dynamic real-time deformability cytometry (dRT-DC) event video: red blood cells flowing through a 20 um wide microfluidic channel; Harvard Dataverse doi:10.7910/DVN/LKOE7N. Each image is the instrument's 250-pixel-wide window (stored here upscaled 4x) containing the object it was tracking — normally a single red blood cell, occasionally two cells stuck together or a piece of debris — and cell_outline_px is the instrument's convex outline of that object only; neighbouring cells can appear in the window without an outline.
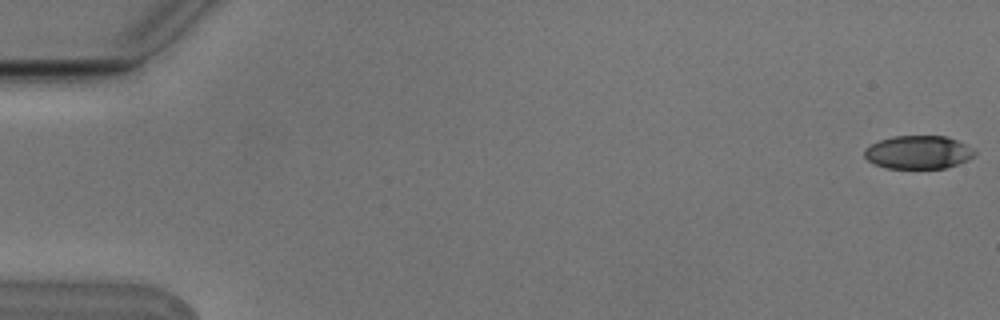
{"species": "Egyptian fruit bat (a non-hibernating species)", "species_latin": "Rousettus aegyptiacus", "temperature_condition": "cold", "stored_images_in_passage": 7, "camera_frame_rate_fps": 3000, "um_per_image_px": 0.085, "animal": {"sex": "male"}, "frame": {"image": 1, "passage_image": 1, "time_ms": 0.0, "image_size_px": [1000, 320], "cell_outline_px": [[976, 156], [968, 160], [944, 168], [888, 168], [876, 164], [868, 160], [864, 156], [864, 148], [868, 144], [892, 136], [948, 136], [972, 148], [976, 152]], "centroid_in_image_um": [78.04, 12.93], "position_along_channel_um": 7.0, "area_um2": 21.39}}
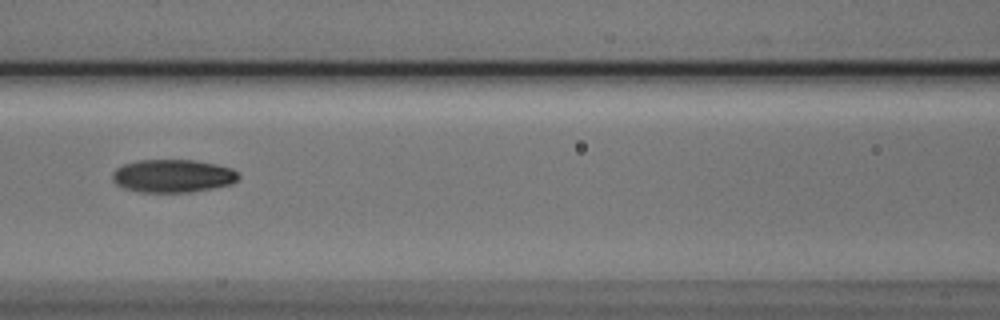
{"frame": {"image": 2, "passage_image": 7, "time_ms": 2.0, "image_size_px": [1000, 320], "cell_outline_px": [[240, 176], [232, 184], [192, 192], [140, 192], [124, 188], [116, 184], [112, 180], [112, 172], [116, 168], [124, 164], [136, 160], [196, 160], [216, 164], [232, 168]], "centroid_in_image_um": [14.67, 14.95], "position_along_channel_um": 151.9, "area_um2": 24.39}}